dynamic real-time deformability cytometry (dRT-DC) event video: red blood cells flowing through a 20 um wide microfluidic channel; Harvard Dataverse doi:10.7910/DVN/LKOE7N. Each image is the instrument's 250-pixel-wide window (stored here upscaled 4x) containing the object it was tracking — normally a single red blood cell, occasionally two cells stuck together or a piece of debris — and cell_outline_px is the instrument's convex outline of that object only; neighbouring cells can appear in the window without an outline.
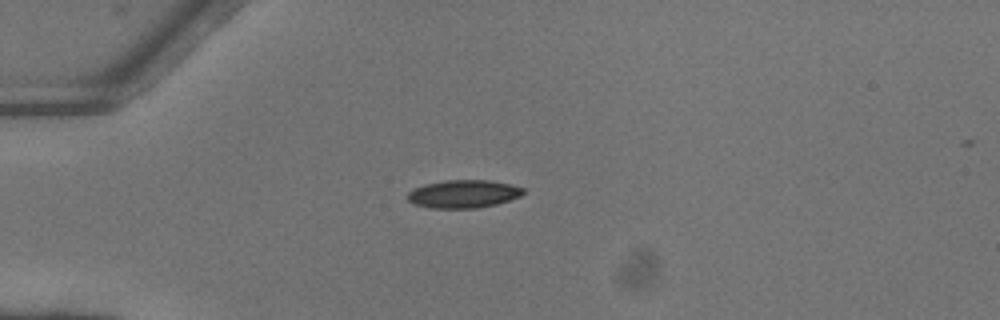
{"species": "common noctule bat (a hibernating species)", "species_latin": "Nyctalus noctula", "temperature_condition": "warm", "stored_images_in_passage": 38, "camera_frame_rate_fps": 3000, "um_per_image_px": 0.085, "animal": {"sex": "female"}, "frame": {"image": 1, "passage_image": 1, "time_ms": 0.0, "image_size_px": [1000, 320], "cell_outline_px": [[524, 192], [520, 196], [496, 204], [476, 208], [428, 208], [412, 204], [408, 200], [408, 192], [412, 188], [424, 184], [444, 180], [488, 180], [508, 184], [524, 188]], "centroid_in_image_um": [39.33, 16.48], "position_along_channel_um": 45.7, "area_um2": 18.9}}
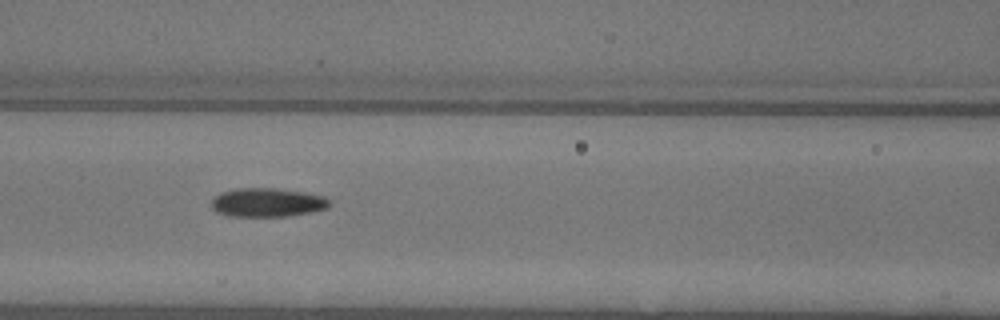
{"frame": {"image": 2, "passage_image": 10, "time_ms": 3.0, "image_size_px": [1000, 320], "cell_outline_px": [[328, 208], [288, 216], [228, 216], [216, 212], [212, 208], [212, 200], [220, 192], [236, 188], [276, 188], [304, 192], [324, 196], [328, 200]], "centroid_in_image_um": [22.68, 17.2], "position_along_channel_um": 143.9, "area_um2": 19.71}}
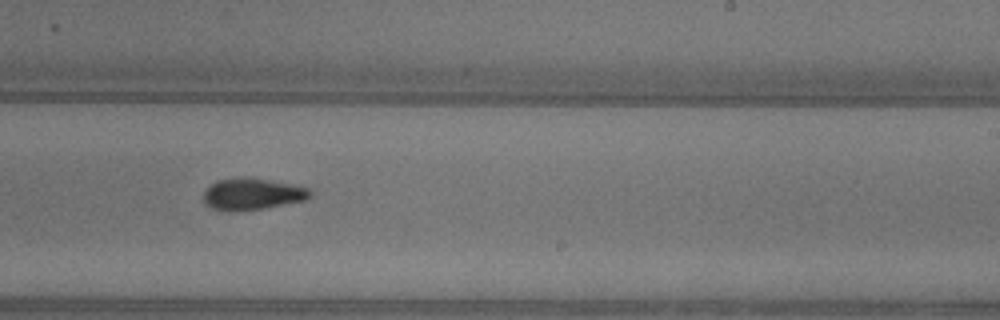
{"frame": {"image": 3, "passage_image": 19, "time_ms": 6.0, "image_size_px": [1000, 320], "cell_outline_px": [[312, 192], [304, 200], [260, 208], [212, 208], [204, 200], [204, 192], [216, 180], [244, 176], [292, 184], [312, 188]], "centroid_in_image_um": [21.49, 16.42], "position_along_channel_um": 267.5, "area_um2": 18.67}, "authors_computed_cell_mechanics": {"area_um2": 19.1318, "velocity_mm_per_s": 4.1446, "shape_relaxation_time_tau1_ms": 5.9613, "shape_relaxation_time_tau2_ms": 2.3688, "deformation_change_tau1": 0.191, "deformation_change_tau2": 0.0824}}